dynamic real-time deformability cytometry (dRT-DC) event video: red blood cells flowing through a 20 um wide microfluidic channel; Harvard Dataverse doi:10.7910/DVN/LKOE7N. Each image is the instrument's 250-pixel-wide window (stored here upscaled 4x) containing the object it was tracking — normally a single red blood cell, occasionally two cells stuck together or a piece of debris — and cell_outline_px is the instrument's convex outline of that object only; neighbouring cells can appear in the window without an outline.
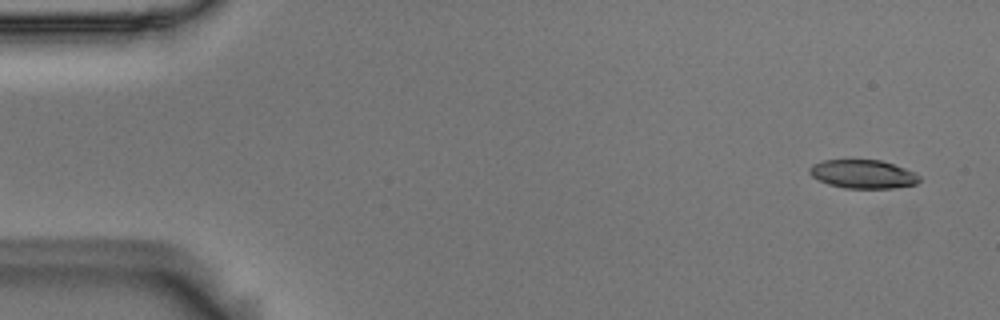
{"species": "Egyptian fruit bat (a non-hibernating species)", "species_latin": "Rousettus aegyptiacus", "temperature_condition": "room temperature", "stored_images_in_passage": 7, "camera_frame_rate_fps": 3000, "um_per_image_px": 0.085, "animal": {"sex": "male"}, "frame": {"image": 1, "passage_image": 1, "time_ms": 0.0, "image_size_px": [1000, 320], "cell_outline_px": [[920, 180], [916, 184], [896, 188], [844, 188], [828, 184], [812, 176], [808, 172], [808, 168], [812, 164], [824, 160], [880, 160], [904, 168], [920, 176]], "centroid_in_image_um": [73.33, 14.8], "position_along_channel_um": 11.7, "area_um2": 18.21}}
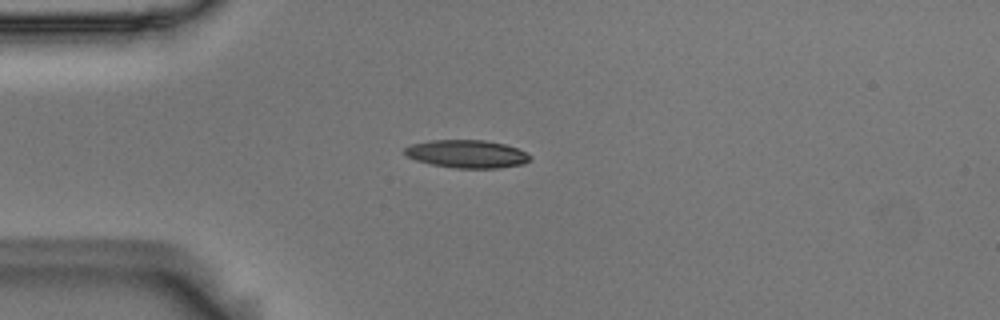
{"frame": {"image": 2, "passage_image": 4, "time_ms": 1.0, "image_size_px": [1000, 320], "cell_outline_px": [[532, 156], [524, 164], [500, 168], [456, 168], [432, 164], [416, 160], [408, 156], [404, 152], [404, 148], [412, 144], [428, 140], [484, 140], [504, 144], [516, 148]], "centroid_in_image_um": [39.68, 13.08], "position_along_channel_um": 45.3, "area_um2": 20.29}}
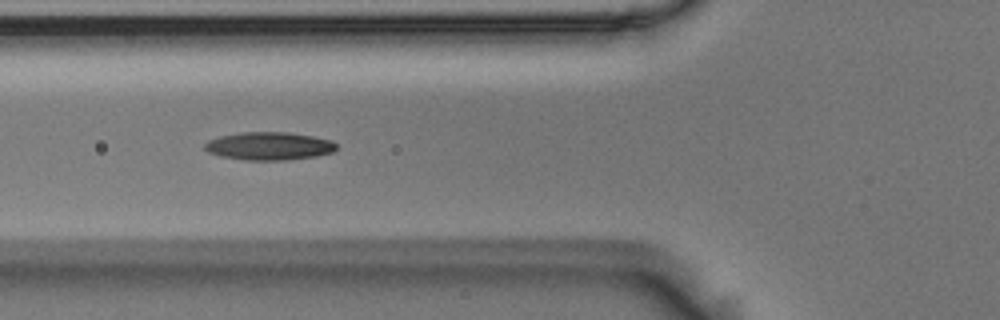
{"frame": {"image": 3, "passage_image": 6, "time_ms": 1.667, "image_size_px": [1000, 320], "cell_outline_px": [[336, 148], [332, 152], [316, 156], [288, 160], [244, 160], [220, 156], [208, 152], [204, 148], [204, 144], [208, 140], [220, 136], [240, 132], [288, 132], [312, 136], [332, 140], [336, 144]], "centroid_in_image_um": [22.85, 12.41], "position_along_channel_um": 102.9, "area_um2": 21.56}}